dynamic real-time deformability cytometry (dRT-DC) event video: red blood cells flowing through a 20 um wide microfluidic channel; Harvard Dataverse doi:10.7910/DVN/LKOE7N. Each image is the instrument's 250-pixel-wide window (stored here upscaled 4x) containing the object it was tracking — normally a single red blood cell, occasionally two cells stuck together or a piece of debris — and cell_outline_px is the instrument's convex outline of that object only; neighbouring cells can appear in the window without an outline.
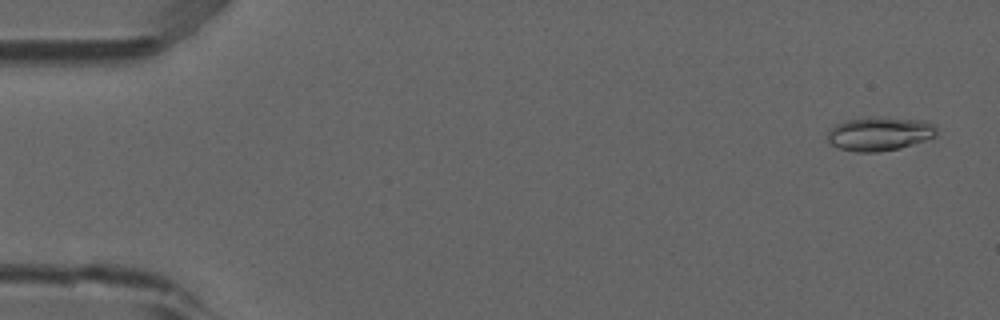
{"species": "common noctule bat (a hibernating species)", "species_latin": "Nyctalus noctula", "temperature_condition": "room temperature", "stored_images_in_passage": 5, "camera_frame_rate_fps": 3000, "um_per_image_px": 0.085, "animal": {"sex": "male", "forearm_length_mm": 52.5}, "frame": {"image": 1, "passage_image": 1, "time_ms": 0.0, "image_size_px": [1000, 320], "cell_outline_px": [[936, 136], [900, 148], [876, 152], [856, 152], [840, 148], [832, 144], [828, 140], [828, 132], [836, 124], [848, 120], [872, 116], [924, 120], [936, 124]], "centroid_in_image_um": [74.79, 11.36], "position_along_channel_um": 10.2, "area_um2": 21.44}}